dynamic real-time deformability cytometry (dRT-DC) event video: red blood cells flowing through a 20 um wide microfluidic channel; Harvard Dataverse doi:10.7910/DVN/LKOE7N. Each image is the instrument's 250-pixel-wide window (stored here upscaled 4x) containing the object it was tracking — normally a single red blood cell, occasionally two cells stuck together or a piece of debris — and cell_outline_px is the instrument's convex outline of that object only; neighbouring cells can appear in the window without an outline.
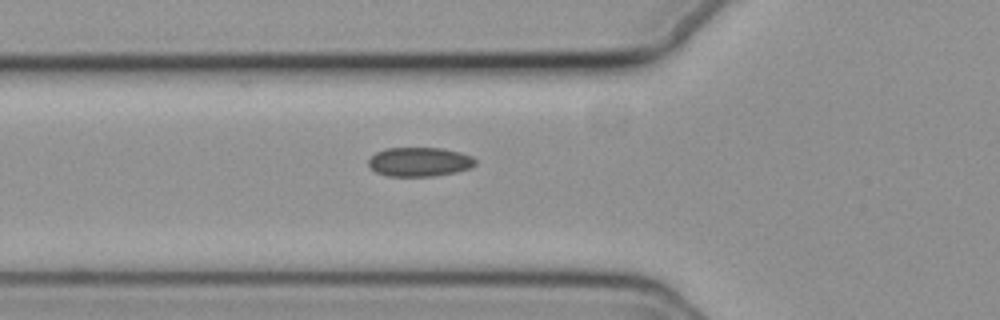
{"species": "common noctule bat (a hibernating species)", "species_latin": "Nyctalus noctula", "temperature_condition": "cold", "stored_images_in_passage": 33, "camera_frame_rate_fps": 3000, "um_per_image_px": 0.085, "animal": {"sex": "female", "body_mass_g": 19.3, "forearm_length_mm": 54.1}, "frame": {"image": 1, "passage_image": 3, "time_ms": 0.667, "image_size_px": [1000, 320], "cell_outline_px": [[476, 164], [468, 168], [456, 172], [432, 176], [388, 176], [376, 172], [368, 164], [368, 160], [376, 152], [384, 148], [444, 148], [460, 152], [472, 156], [476, 160]], "centroid_in_image_um": [35.65, 13.75], "position_along_channel_um": 90.1, "area_um2": 18.15}}
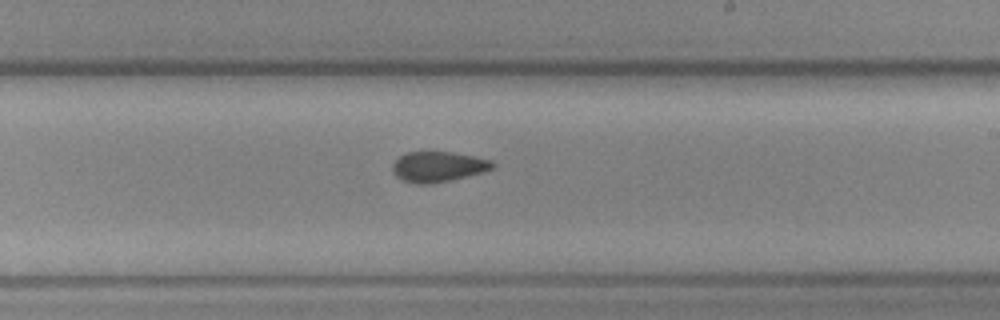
{"frame": {"image": 2, "passage_image": 16, "time_ms": 5.0, "image_size_px": [1000, 320], "cell_outline_px": [[496, 168], [484, 172], [452, 180], [432, 184], [416, 184], [400, 180], [396, 176], [392, 168], [392, 164], [400, 156], [408, 152], [452, 152], [492, 160], [496, 164]], "centroid_in_image_um": [37.27, 14.18], "position_along_channel_um": 251.7, "area_um2": 17.92}}
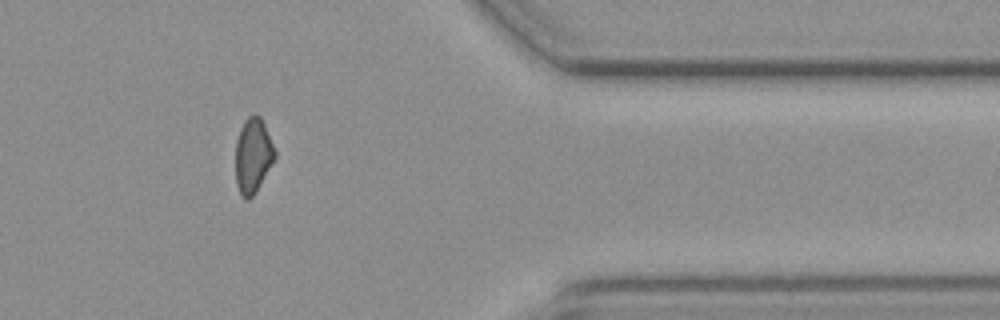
{"frame": {"image": 3, "passage_image": 29, "time_ms": 9.333, "image_size_px": [1000, 320], "cell_outline_px": [[276, 156], [256, 192], [248, 200], [244, 200], [240, 196], [236, 184], [236, 140], [240, 128], [244, 120], [248, 116], [260, 116], [264, 124], [276, 152]], "centroid_in_image_um": [21.48, 13.26], "position_along_channel_um": 389.9, "area_um2": 17.11}}